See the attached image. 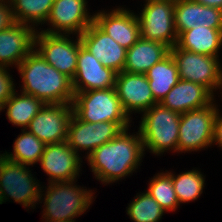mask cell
I'll use <instances>...</instances> for the list:
<instances>
[{
	"label": "cell",
	"mask_w": 222,
	"mask_h": 222,
	"mask_svg": "<svg viewBox=\"0 0 222 222\" xmlns=\"http://www.w3.org/2000/svg\"><path fill=\"white\" fill-rule=\"evenodd\" d=\"M200 4L222 9V0H194Z\"/></svg>",
	"instance_id": "836d02e7"
},
{
	"label": "cell",
	"mask_w": 222,
	"mask_h": 222,
	"mask_svg": "<svg viewBox=\"0 0 222 222\" xmlns=\"http://www.w3.org/2000/svg\"><path fill=\"white\" fill-rule=\"evenodd\" d=\"M88 10L87 0H54L45 23L48 27H39V31L80 36L94 20V14Z\"/></svg>",
	"instance_id": "8fae6325"
},
{
	"label": "cell",
	"mask_w": 222,
	"mask_h": 222,
	"mask_svg": "<svg viewBox=\"0 0 222 222\" xmlns=\"http://www.w3.org/2000/svg\"><path fill=\"white\" fill-rule=\"evenodd\" d=\"M72 103L44 104L26 130L47 144L67 141Z\"/></svg>",
	"instance_id": "7c38bea8"
},
{
	"label": "cell",
	"mask_w": 222,
	"mask_h": 222,
	"mask_svg": "<svg viewBox=\"0 0 222 222\" xmlns=\"http://www.w3.org/2000/svg\"><path fill=\"white\" fill-rule=\"evenodd\" d=\"M16 23L26 24L38 30L50 15L54 0H9ZM43 25V26H42Z\"/></svg>",
	"instance_id": "484cf974"
},
{
	"label": "cell",
	"mask_w": 222,
	"mask_h": 222,
	"mask_svg": "<svg viewBox=\"0 0 222 222\" xmlns=\"http://www.w3.org/2000/svg\"><path fill=\"white\" fill-rule=\"evenodd\" d=\"M0 204H3V202H2V197H1V193H0Z\"/></svg>",
	"instance_id": "8d00e7d4"
},
{
	"label": "cell",
	"mask_w": 222,
	"mask_h": 222,
	"mask_svg": "<svg viewBox=\"0 0 222 222\" xmlns=\"http://www.w3.org/2000/svg\"><path fill=\"white\" fill-rule=\"evenodd\" d=\"M82 45L105 67L119 73L124 70L126 51L94 22L79 36Z\"/></svg>",
	"instance_id": "ac0fdd59"
},
{
	"label": "cell",
	"mask_w": 222,
	"mask_h": 222,
	"mask_svg": "<svg viewBox=\"0 0 222 222\" xmlns=\"http://www.w3.org/2000/svg\"><path fill=\"white\" fill-rule=\"evenodd\" d=\"M174 20L178 36L183 31L201 26L222 29V9L194 0H175Z\"/></svg>",
	"instance_id": "ffe728a7"
},
{
	"label": "cell",
	"mask_w": 222,
	"mask_h": 222,
	"mask_svg": "<svg viewBox=\"0 0 222 222\" xmlns=\"http://www.w3.org/2000/svg\"><path fill=\"white\" fill-rule=\"evenodd\" d=\"M35 33L32 26L21 23L0 31V66L17 68L34 49Z\"/></svg>",
	"instance_id": "d6986e66"
},
{
	"label": "cell",
	"mask_w": 222,
	"mask_h": 222,
	"mask_svg": "<svg viewBox=\"0 0 222 222\" xmlns=\"http://www.w3.org/2000/svg\"><path fill=\"white\" fill-rule=\"evenodd\" d=\"M75 38H71V34H51L36 30L34 49L49 65L73 80L81 44L80 37L76 35Z\"/></svg>",
	"instance_id": "30bf717a"
},
{
	"label": "cell",
	"mask_w": 222,
	"mask_h": 222,
	"mask_svg": "<svg viewBox=\"0 0 222 222\" xmlns=\"http://www.w3.org/2000/svg\"><path fill=\"white\" fill-rule=\"evenodd\" d=\"M169 53L176 63L181 80L201 84L215 97V94L222 90V65L220 57L194 53L180 49L177 45L170 48Z\"/></svg>",
	"instance_id": "52a82bcc"
},
{
	"label": "cell",
	"mask_w": 222,
	"mask_h": 222,
	"mask_svg": "<svg viewBox=\"0 0 222 222\" xmlns=\"http://www.w3.org/2000/svg\"><path fill=\"white\" fill-rule=\"evenodd\" d=\"M141 6L142 9L137 14L140 38L161 42L169 48L177 45L178 34L174 20L175 0L145 2Z\"/></svg>",
	"instance_id": "9c48e42d"
},
{
	"label": "cell",
	"mask_w": 222,
	"mask_h": 222,
	"mask_svg": "<svg viewBox=\"0 0 222 222\" xmlns=\"http://www.w3.org/2000/svg\"><path fill=\"white\" fill-rule=\"evenodd\" d=\"M146 76L157 103H161L167 93L180 80L176 63L170 53L153 65L147 71Z\"/></svg>",
	"instance_id": "d4e9b609"
},
{
	"label": "cell",
	"mask_w": 222,
	"mask_h": 222,
	"mask_svg": "<svg viewBox=\"0 0 222 222\" xmlns=\"http://www.w3.org/2000/svg\"><path fill=\"white\" fill-rule=\"evenodd\" d=\"M83 159L67 143L47 144L40 159L42 170L49 176L48 183L76 180L82 174ZM80 173V174H79Z\"/></svg>",
	"instance_id": "5bb4252c"
},
{
	"label": "cell",
	"mask_w": 222,
	"mask_h": 222,
	"mask_svg": "<svg viewBox=\"0 0 222 222\" xmlns=\"http://www.w3.org/2000/svg\"><path fill=\"white\" fill-rule=\"evenodd\" d=\"M44 222H60V221H47V220H42Z\"/></svg>",
	"instance_id": "d590c367"
},
{
	"label": "cell",
	"mask_w": 222,
	"mask_h": 222,
	"mask_svg": "<svg viewBox=\"0 0 222 222\" xmlns=\"http://www.w3.org/2000/svg\"><path fill=\"white\" fill-rule=\"evenodd\" d=\"M72 108L73 114L81 121L113 122L123 130L132 126V119L124 112L115 87L75 93Z\"/></svg>",
	"instance_id": "5b68a950"
},
{
	"label": "cell",
	"mask_w": 222,
	"mask_h": 222,
	"mask_svg": "<svg viewBox=\"0 0 222 222\" xmlns=\"http://www.w3.org/2000/svg\"><path fill=\"white\" fill-rule=\"evenodd\" d=\"M115 89L121 106L130 119H132L131 114H142L157 104L146 74L119 72L116 76Z\"/></svg>",
	"instance_id": "2e32d148"
},
{
	"label": "cell",
	"mask_w": 222,
	"mask_h": 222,
	"mask_svg": "<svg viewBox=\"0 0 222 222\" xmlns=\"http://www.w3.org/2000/svg\"><path fill=\"white\" fill-rule=\"evenodd\" d=\"M172 181L179 204L197 200L205 187V176L195 168L179 174L172 171Z\"/></svg>",
	"instance_id": "83f0119b"
},
{
	"label": "cell",
	"mask_w": 222,
	"mask_h": 222,
	"mask_svg": "<svg viewBox=\"0 0 222 222\" xmlns=\"http://www.w3.org/2000/svg\"><path fill=\"white\" fill-rule=\"evenodd\" d=\"M215 99L210 105L181 114L177 153L206 150L212 146L214 120L219 105Z\"/></svg>",
	"instance_id": "ba28073f"
},
{
	"label": "cell",
	"mask_w": 222,
	"mask_h": 222,
	"mask_svg": "<svg viewBox=\"0 0 222 222\" xmlns=\"http://www.w3.org/2000/svg\"><path fill=\"white\" fill-rule=\"evenodd\" d=\"M31 171L29 166L11 161L0 153V193L3 203L12 199L27 211L36 208L42 182Z\"/></svg>",
	"instance_id": "8992f818"
},
{
	"label": "cell",
	"mask_w": 222,
	"mask_h": 222,
	"mask_svg": "<svg viewBox=\"0 0 222 222\" xmlns=\"http://www.w3.org/2000/svg\"><path fill=\"white\" fill-rule=\"evenodd\" d=\"M130 128L122 130L111 141L96 148L85 160L93 178L102 185L113 184L132 175L141 166L146 152L139 130L128 132Z\"/></svg>",
	"instance_id": "6da1fadb"
},
{
	"label": "cell",
	"mask_w": 222,
	"mask_h": 222,
	"mask_svg": "<svg viewBox=\"0 0 222 222\" xmlns=\"http://www.w3.org/2000/svg\"><path fill=\"white\" fill-rule=\"evenodd\" d=\"M46 144L26 129L13 142V151L1 153L5 158L27 166L40 162Z\"/></svg>",
	"instance_id": "4316f807"
},
{
	"label": "cell",
	"mask_w": 222,
	"mask_h": 222,
	"mask_svg": "<svg viewBox=\"0 0 222 222\" xmlns=\"http://www.w3.org/2000/svg\"><path fill=\"white\" fill-rule=\"evenodd\" d=\"M215 96L203 85L179 80L167 93L161 104L174 112L183 114L210 105Z\"/></svg>",
	"instance_id": "44dd1931"
},
{
	"label": "cell",
	"mask_w": 222,
	"mask_h": 222,
	"mask_svg": "<svg viewBox=\"0 0 222 222\" xmlns=\"http://www.w3.org/2000/svg\"><path fill=\"white\" fill-rule=\"evenodd\" d=\"M14 94L4 103L3 111L12 125L24 130L28 127L31 120L36 116L44 103L36 97L24 94L21 91Z\"/></svg>",
	"instance_id": "cb8c5ba5"
},
{
	"label": "cell",
	"mask_w": 222,
	"mask_h": 222,
	"mask_svg": "<svg viewBox=\"0 0 222 222\" xmlns=\"http://www.w3.org/2000/svg\"><path fill=\"white\" fill-rule=\"evenodd\" d=\"M143 1H144L143 3H145V2L162 1V0H143Z\"/></svg>",
	"instance_id": "e575fe53"
},
{
	"label": "cell",
	"mask_w": 222,
	"mask_h": 222,
	"mask_svg": "<svg viewBox=\"0 0 222 222\" xmlns=\"http://www.w3.org/2000/svg\"><path fill=\"white\" fill-rule=\"evenodd\" d=\"M117 72L105 67L86 49L79 46L76 74L72 80L74 94L115 87Z\"/></svg>",
	"instance_id": "e0dca14e"
},
{
	"label": "cell",
	"mask_w": 222,
	"mask_h": 222,
	"mask_svg": "<svg viewBox=\"0 0 222 222\" xmlns=\"http://www.w3.org/2000/svg\"><path fill=\"white\" fill-rule=\"evenodd\" d=\"M122 130L117 123H88L73 114L68 126L67 143L77 154L80 152L82 155L85 151L86 158L96 148L115 138Z\"/></svg>",
	"instance_id": "4fadbf2b"
},
{
	"label": "cell",
	"mask_w": 222,
	"mask_h": 222,
	"mask_svg": "<svg viewBox=\"0 0 222 222\" xmlns=\"http://www.w3.org/2000/svg\"><path fill=\"white\" fill-rule=\"evenodd\" d=\"M170 48L158 41L140 38L126 51L124 70L130 73L146 74L156 63L169 54Z\"/></svg>",
	"instance_id": "7402d4cb"
},
{
	"label": "cell",
	"mask_w": 222,
	"mask_h": 222,
	"mask_svg": "<svg viewBox=\"0 0 222 222\" xmlns=\"http://www.w3.org/2000/svg\"><path fill=\"white\" fill-rule=\"evenodd\" d=\"M16 69L22 79V93L34 96L44 104L72 103V80L49 65L35 49Z\"/></svg>",
	"instance_id": "7a4b0ae2"
},
{
	"label": "cell",
	"mask_w": 222,
	"mask_h": 222,
	"mask_svg": "<svg viewBox=\"0 0 222 222\" xmlns=\"http://www.w3.org/2000/svg\"><path fill=\"white\" fill-rule=\"evenodd\" d=\"M12 75H10V69L5 66H0V105L3 107L4 103L14 94L16 91L15 84Z\"/></svg>",
	"instance_id": "4dcf8cb0"
},
{
	"label": "cell",
	"mask_w": 222,
	"mask_h": 222,
	"mask_svg": "<svg viewBox=\"0 0 222 222\" xmlns=\"http://www.w3.org/2000/svg\"><path fill=\"white\" fill-rule=\"evenodd\" d=\"M93 14V22L125 49L131 48L140 39L137 13L130 8L122 5L111 11L103 9Z\"/></svg>",
	"instance_id": "9a60e30c"
},
{
	"label": "cell",
	"mask_w": 222,
	"mask_h": 222,
	"mask_svg": "<svg viewBox=\"0 0 222 222\" xmlns=\"http://www.w3.org/2000/svg\"><path fill=\"white\" fill-rule=\"evenodd\" d=\"M221 110H217L215 120H214V131H213V145H218L217 147L221 148L222 150V113Z\"/></svg>",
	"instance_id": "d6a6232c"
},
{
	"label": "cell",
	"mask_w": 222,
	"mask_h": 222,
	"mask_svg": "<svg viewBox=\"0 0 222 222\" xmlns=\"http://www.w3.org/2000/svg\"><path fill=\"white\" fill-rule=\"evenodd\" d=\"M16 23L9 0L0 1V31L12 27Z\"/></svg>",
	"instance_id": "1f68e13d"
},
{
	"label": "cell",
	"mask_w": 222,
	"mask_h": 222,
	"mask_svg": "<svg viewBox=\"0 0 222 222\" xmlns=\"http://www.w3.org/2000/svg\"><path fill=\"white\" fill-rule=\"evenodd\" d=\"M181 114L164 107L161 103L153 105L141 115L138 130L144 151L156 156L165 152L177 153Z\"/></svg>",
	"instance_id": "277c9868"
},
{
	"label": "cell",
	"mask_w": 222,
	"mask_h": 222,
	"mask_svg": "<svg viewBox=\"0 0 222 222\" xmlns=\"http://www.w3.org/2000/svg\"><path fill=\"white\" fill-rule=\"evenodd\" d=\"M148 194L162 207L165 212L176 211L180 208L172 181V170H161L149 180Z\"/></svg>",
	"instance_id": "f1b7e54d"
},
{
	"label": "cell",
	"mask_w": 222,
	"mask_h": 222,
	"mask_svg": "<svg viewBox=\"0 0 222 222\" xmlns=\"http://www.w3.org/2000/svg\"><path fill=\"white\" fill-rule=\"evenodd\" d=\"M177 46L194 53L219 57L222 48V29L201 26L183 31L178 36Z\"/></svg>",
	"instance_id": "603a6c76"
},
{
	"label": "cell",
	"mask_w": 222,
	"mask_h": 222,
	"mask_svg": "<svg viewBox=\"0 0 222 222\" xmlns=\"http://www.w3.org/2000/svg\"><path fill=\"white\" fill-rule=\"evenodd\" d=\"M165 213L146 190L138 192L126 207V214L133 222H160Z\"/></svg>",
	"instance_id": "f546056e"
},
{
	"label": "cell",
	"mask_w": 222,
	"mask_h": 222,
	"mask_svg": "<svg viewBox=\"0 0 222 222\" xmlns=\"http://www.w3.org/2000/svg\"><path fill=\"white\" fill-rule=\"evenodd\" d=\"M77 180L41 186L38 204L43 203V220L75 222L77 217L90 209L96 192L77 185Z\"/></svg>",
	"instance_id": "3957f363"
}]
</instances>
